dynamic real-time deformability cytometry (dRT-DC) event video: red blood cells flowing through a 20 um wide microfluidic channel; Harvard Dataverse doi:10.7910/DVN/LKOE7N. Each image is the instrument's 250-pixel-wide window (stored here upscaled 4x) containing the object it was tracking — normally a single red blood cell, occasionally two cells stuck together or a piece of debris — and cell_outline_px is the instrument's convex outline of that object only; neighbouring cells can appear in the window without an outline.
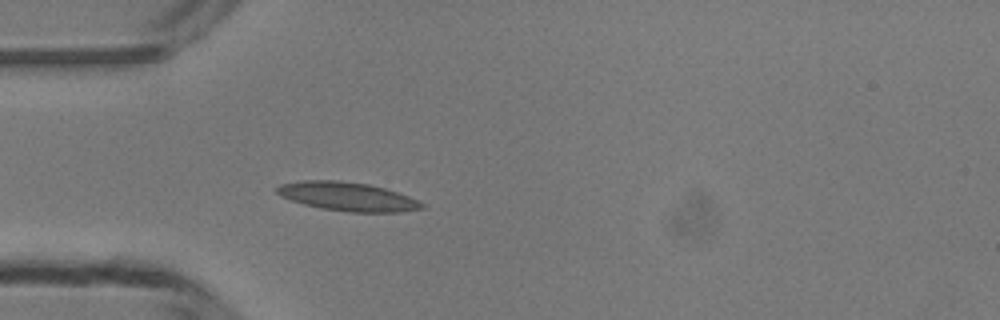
{"species": "common noctule bat (a hibernating species)", "species_latin": "Nyctalus noctula", "temperature_condition": "room temperature", "stored_images_in_passage": 36, "camera_frame_rate_fps": 3000, "um_per_image_px": 0.085, "animal": {"sex": "male", "body_mass_g": 13.3}, "frame": {"image": 1, "passage_image": 1, "time_ms": 0.0, "image_size_px": [1000, 320], "cell_outline_px": [[424, 208], [400, 212], [348, 212], [320, 208], [304, 204], [280, 196], [276, 192], [276, 188], [280, 184], [300, 180], [340, 180], [368, 184], [384, 188], [408, 196], [424, 204]], "centroid_in_image_um": [29.5, 16.7], "position_along_channel_um": 55.5, "area_um2": 24.22}}
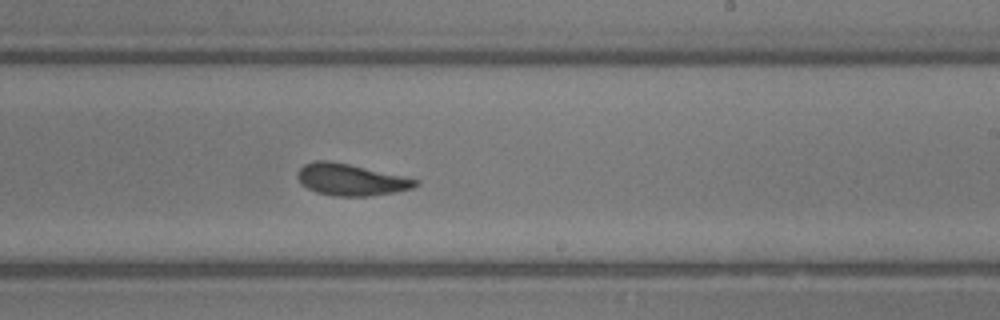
{"frame": {"image": 2, "passage_image": 16, "time_ms": 5.0, "image_size_px": [1000, 320], "cell_outline_px": [[420, 184], [412, 188], [396, 192], [372, 196], [332, 196], [316, 192], [300, 184], [296, 176], [296, 172], [304, 164], [316, 160], [328, 160], [348, 164], [420, 180]], "centroid_in_image_um": [29.79, 15.28], "position_along_channel_um": 259.2, "area_um2": 21.85}}
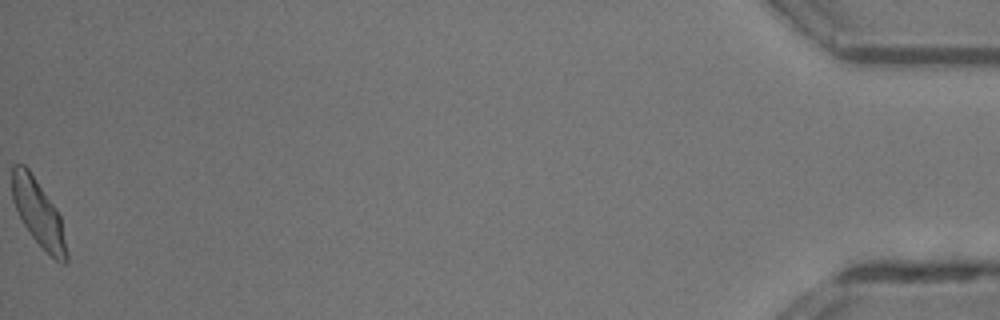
{"frame": {"image": 3, "passage_image": 36, "time_ms": 11.667, "image_size_px": [1000, 320], "cell_outline_px": [[68, 260], [64, 264], [56, 260], [32, 236], [24, 224], [12, 200], [12, 164], [24, 164], [28, 168], [56, 208], [60, 216], [68, 252]], "centroid_in_image_um": [3.27, 18.09], "position_along_channel_um": 431.9, "area_um2": 20.69}, "authors_computed_cell_mechanics": {"area_um2": 21.5016, "velocity_mm_per_s": 4.1757, "shape_relaxation_time_tau1_ms": 3.7762, "shape_relaxation_time_tau2_ms": 2.8631, "deformation_change_tau1": 0.133, "deformation_change_tau2": 0.0916}}